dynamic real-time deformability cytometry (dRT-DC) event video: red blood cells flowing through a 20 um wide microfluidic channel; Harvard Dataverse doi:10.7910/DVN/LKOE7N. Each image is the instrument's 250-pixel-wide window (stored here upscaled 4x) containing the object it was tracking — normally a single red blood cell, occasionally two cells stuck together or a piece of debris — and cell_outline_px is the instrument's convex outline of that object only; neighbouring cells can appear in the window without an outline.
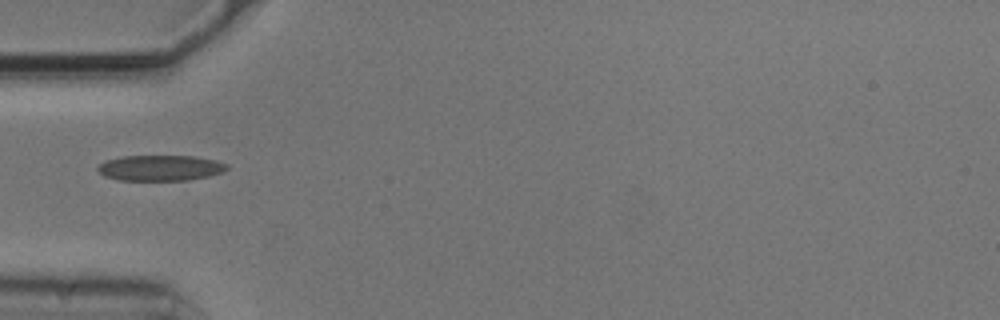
{"species": "common noctule bat (a hibernating species)", "species_latin": "Nyctalus noctula", "temperature_condition": "cold", "stored_images_in_passage": 1, "camera_frame_rate_fps": 3000, "um_per_image_px": 0.085, "animal": {"sex": "male", "body_mass_g": 20.5, "forearm_length_mm": 52.5}, "frame": {"image": 1, "passage_image": 1, "time_ms": 0.0, "image_size_px": [1000, 320], "cell_outline_px": [[228, 168], [224, 172], [208, 176], [188, 180], [120, 180], [104, 176], [96, 168], [104, 160], [124, 156], [196, 156], [216, 160], [228, 164]], "centroid_in_image_um": [13.65, 14.27], "position_along_channel_um": 71.4, "area_um2": 19.36}}